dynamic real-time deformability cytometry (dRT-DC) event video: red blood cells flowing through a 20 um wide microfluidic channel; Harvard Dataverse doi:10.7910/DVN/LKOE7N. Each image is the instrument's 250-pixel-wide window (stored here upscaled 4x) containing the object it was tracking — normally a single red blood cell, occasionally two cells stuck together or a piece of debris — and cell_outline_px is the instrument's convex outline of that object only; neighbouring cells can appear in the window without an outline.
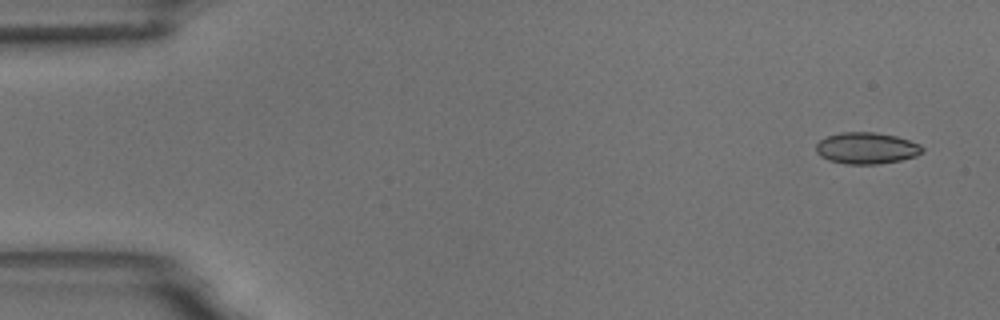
{"species": "common noctule bat (a hibernating species)", "species_latin": "Nyctalus noctula", "temperature_condition": "room temperature", "stored_images_in_passage": 4, "camera_frame_rate_fps": 3000, "um_per_image_px": 0.085, "animal": {"sex": "male", "body_mass_g": 18.8}, "frame": {"image": 1, "passage_image": 1, "time_ms": 0.0, "image_size_px": [1000, 320], "cell_outline_px": [[924, 152], [916, 156], [900, 160], [876, 164], [844, 164], [828, 160], [820, 156], [816, 152], [816, 144], [820, 140], [828, 136], [840, 132], [872, 132], [896, 136], [920, 144], [924, 148]], "centroid_in_image_um": [73.65, 12.6], "position_along_channel_um": 11.4, "area_um2": 19.54}}
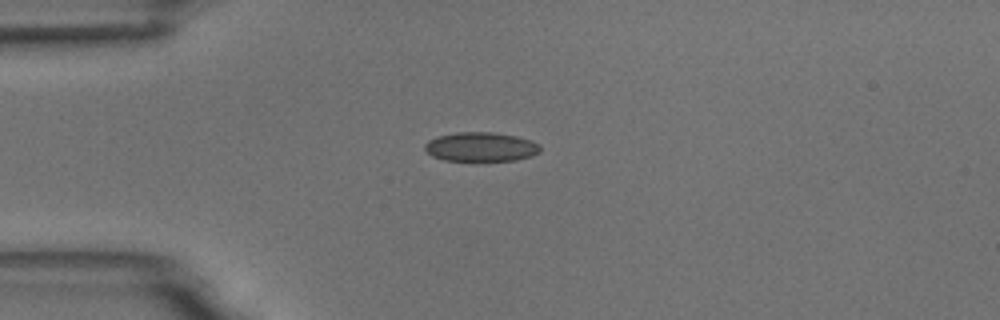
{"frame": {"image": 2, "passage_image": 4, "time_ms": 3.667, "image_size_px": [1000, 320], "cell_outline_px": [[540, 152], [532, 156], [516, 160], [444, 160], [432, 156], [424, 148], [424, 144], [428, 140], [436, 136], [456, 132], [492, 132], [516, 136], [532, 140], [540, 144]], "centroid_in_image_um": [40.88, 12.47], "position_along_channel_um": 44.1, "area_um2": 19.71}}